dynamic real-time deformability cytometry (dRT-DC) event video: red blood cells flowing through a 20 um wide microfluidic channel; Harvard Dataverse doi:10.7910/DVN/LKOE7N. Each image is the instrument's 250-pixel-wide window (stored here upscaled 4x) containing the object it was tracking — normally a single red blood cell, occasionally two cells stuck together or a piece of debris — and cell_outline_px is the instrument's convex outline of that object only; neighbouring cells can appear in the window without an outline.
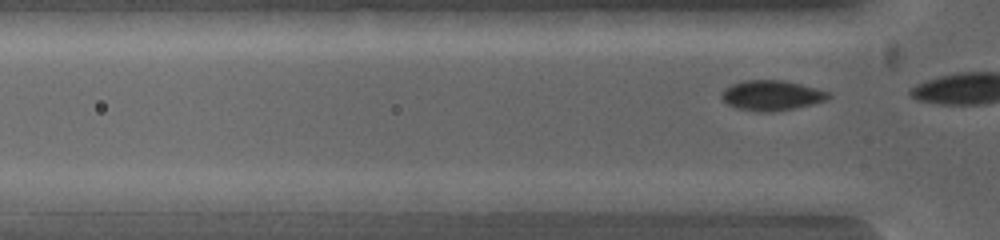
{"species": "common noctule bat (a hibernating species)", "species_latin": "Nyctalus noctula", "temperature_condition": "warm", "stored_images_in_passage": 2, "camera_frame_rate_fps": 5000, "um_per_image_px": 0.085, "animal": {"sex": "female", "body_mass_g": 19.0, "forearm_length_mm": 53.3}, "frame": {"image": 1, "passage_image": 2, "time_ms": 0.4, "image_size_px": [1000, 240], "cell_outline_px": [[740, 200], [704, 208], [652, 208], [596, 200], [616, 192], [704, 192]], "centroid_in_image_um": [56.77, 16.96], "position_along_channel_um": 69.0, "area_um2": 12.37}}